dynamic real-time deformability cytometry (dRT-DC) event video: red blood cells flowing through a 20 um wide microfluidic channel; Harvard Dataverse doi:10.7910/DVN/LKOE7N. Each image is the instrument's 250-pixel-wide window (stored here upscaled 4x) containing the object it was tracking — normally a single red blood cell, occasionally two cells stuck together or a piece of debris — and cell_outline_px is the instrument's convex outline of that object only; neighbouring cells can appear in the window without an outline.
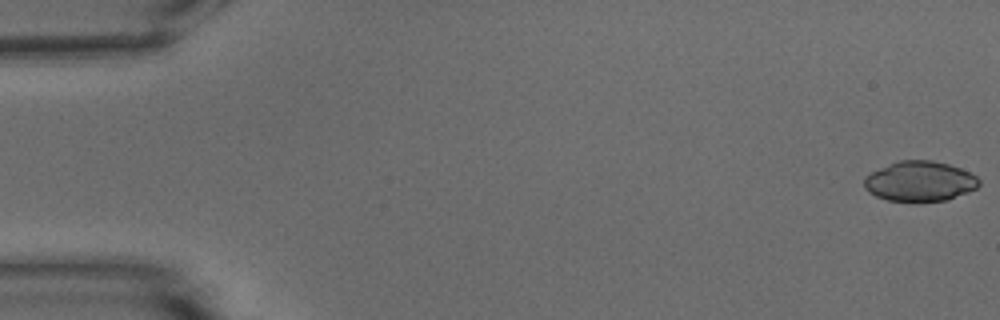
{"species": "common noctule bat (a hibernating species)", "species_latin": "Nyctalus noctula", "temperature_condition": "warm", "stored_images_in_passage": 53, "camera_frame_rate_fps": 3000, "um_per_image_px": 0.085, "animal": {"sex": "male", "body_mass_g": 15.6}, "frame": {"image": 1, "passage_image": 1, "time_ms": 0.0, "image_size_px": [1000, 320], "cell_outline_px": [[980, 184], [976, 188], [968, 192], [948, 200], [916, 204], [888, 200], [876, 196], [868, 192], [864, 188], [864, 176], [880, 168], [900, 160], [932, 160], [948, 164], [960, 168], [976, 176], [980, 180]], "centroid_in_image_um": [78.18, 15.45], "position_along_channel_um": 6.8, "area_um2": 27.4}}
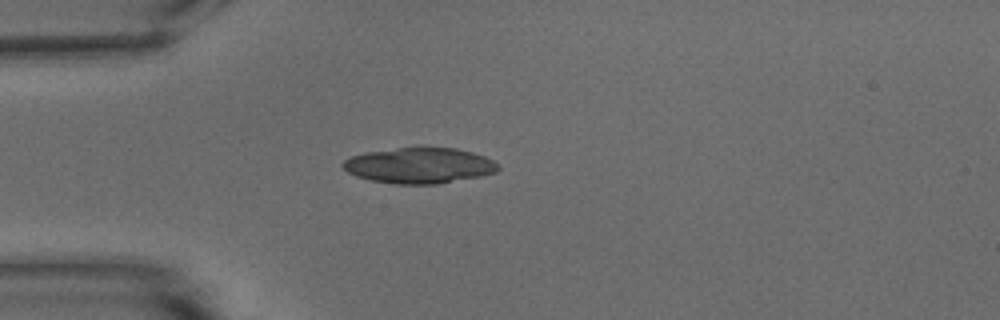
{"frame": {"image": 2, "passage_image": 15, "time_ms": 4.667, "image_size_px": [1000, 320], "cell_outline_px": [[500, 168], [496, 172], [480, 176], [440, 184], [396, 184], [372, 180], [356, 176], [348, 172], [340, 164], [344, 160], [352, 156], [368, 152], [416, 144], [424, 144], [456, 148], [472, 152], [484, 156], [500, 164]], "centroid_in_image_um": [35.67, 14.02], "position_along_channel_um": 49.3, "area_um2": 33.23}}
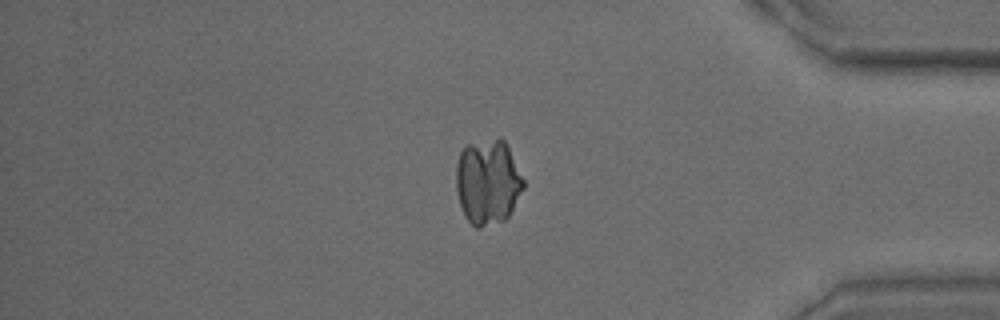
{"frame": {"image": 3, "passage_image": 45, "time_ms": 14.667, "image_size_px": [1000, 320], "cell_outline_px": [[524, 188], [508, 216], [504, 220], [476, 228], [464, 216], [460, 204], [456, 188], [456, 164], [460, 152], [464, 144], [500, 136], [504, 140], [524, 180]], "centroid_in_image_um": [41.44, 15.42], "position_along_channel_um": 393.8, "area_um2": 33.58}}